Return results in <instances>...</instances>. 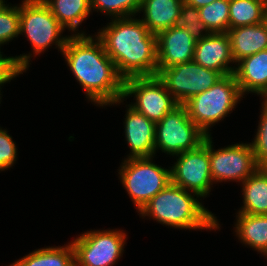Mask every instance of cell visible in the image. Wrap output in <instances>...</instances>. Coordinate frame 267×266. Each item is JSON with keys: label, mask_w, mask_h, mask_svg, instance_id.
Here are the masks:
<instances>
[{"label": "cell", "mask_w": 267, "mask_h": 266, "mask_svg": "<svg viewBox=\"0 0 267 266\" xmlns=\"http://www.w3.org/2000/svg\"><path fill=\"white\" fill-rule=\"evenodd\" d=\"M93 36L70 35L62 56L88 101L99 107L120 105L125 101L124 79L106 54L102 42Z\"/></svg>", "instance_id": "6da1fadb"}, {"label": "cell", "mask_w": 267, "mask_h": 266, "mask_svg": "<svg viewBox=\"0 0 267 266\" xmlns=\"http://www.w3.org/2000/svg\"><path fill=\"white\" fill-rule=\"evenodd\" d=\"M135 17L114 18L95 35L124 80L158 74L157 37Z\"/></svg>", "instance_id": "7a4b0ae2"}, {"label": "cell", "mask_w": 267, "mask_h": 266, "mask_svg": "<svg viewBox=\"0 0 267 266\" xmlns=\"http://www.w3.org/2000/svg\"><path fill=\"white\" fill-rule=\"evenodd\" d=\"M199 199L197 194L170 182L142 207L138 215L142 218L148 216L174 229H220L217 217Z\"/></svg>", "instance_id": "3957f363"}, {"label": "cell", "mask_w": 267, "mask_h": 266, "mask_svg": "<svg viewBox=\"0 0 267 266\" xmlns=\"http://www.w3.org/2000/svg\"><path fill=\"white\" fill-rule=\"evenodd\" d=\"M242 98L245 96L241 94L234 74H230L183 105L190 119L209 136L210 128L228 117Z\"/></svg>", "instance_id": "277c9868"}, {"label": "cell", "mask_w": 267, "mask_h": 266, "mask_svg": "<svg viewBox=\"0 0 267 266\" xmlns=\"http://www.w3.org/2000/svg\"><path fill=\"white\" fill-rule=\"evenodd\" d=\"M19 11L20 35L30 42L33 55H40L52 45L62 54L70 35H62L65 29L43 0H22Z\"/></svg>", "instance_id": "5b68a950"}, {"label": "cell", "mask_w": 267, "mask_h": 266, "mask_svg": "<svg viewBox=\"0 0 267 266\" xmlns=\"http://www.w3.org/2000/svg\"><path fill=\"white\" fill-rule=\"evenodd\" d=\"M153 158H124L118 169L120 182L137 212L171 182L170 167L157 165Z\"/></svg>", "instance_id": "8992f818"}, {"label": "cell", "mask_w": 267, "mask_h": 266, "mask_svg": "<svg viewBox=\"0 0 267 266\" xmlns=\"http://www.w3.org/2000/svg\"><path fill=\"white\" fill-rule=\"evenodd\" d=\"M206 137L190 119L185 106L179 104L156 123L155 154L161 150L174 157L198 148Z\"/></svg>", "instance_id": "52a82bcc"}, {"label": "cell", "mask_w": 267, "mask_h": 266, "mask_svg": "<svg viewBox=\"0 0 267 266\" xmlns=\"http://www.w3.org/2000/svg\"><path fill=\"white\" fill-rule=\"evenodd\" d=\"M124 230H90L78 235L71 243L75 266H113L124 252L127 241Z\"/></svg>", "instance_id": "ba28073f"}, {"label": "cell", "mask_w": 267, "mask_h": 266, "mask_svg": "<svg viewBox=\"0 0 267 266\" xmlns=\"http://www.w3.org/2000/svg\"><path fill=\"white\" fill-rule=\"evenodd\" d=\"M175 157L176 162L170 166L171 183L197 194L200 198H206L214 184L211 177L208 136L198 148Z\"/></svg>", "instance_id": "9c48e42d"}, {"label": "cell", "mask_w": 267, "mask_h": 266, "mask_svg": "<svg viewBox=\"0 0 267 266\" xmlns=\"http://www.w3.org/2000/svg\"><path fill=\"white\" fill-rule=\"evenodd\" d=\"M130 96L136 101L129 105L154 123L159 122L179 105L158 76L132 77L124 80L123 99Z\"/></svg>", "instance_id": "30bf717a"}, {"label": "cell", "mask_w": 267, "mask_h": 266, "mask_svg": "<svg viewBox=\"0 0 267 266\" xmlns=\"http://www.w3.org/2000/svg\"><path fill=\"white\" fill-rule=\"evenodd\" d=\"M212 143V137L209 135L208 150L213 183H242L259 168L249 142H240L217 150Z\"/></svg>", "instance_id": "8fae6325"}, {"label": "cell", "mask_w": 267, "mask_h": 266, "mask_svg": "<svg viewBox=\"0 0 267 266\" xmlns=\"http://www.w3.org/2000/svg\"><path fill=\"white\" fill-rule=\"evenodd\" d=\"M157 76L178 104L182 105L223 77L219 72L207 69L194 60L162 69Z\"/></svg>", "instance_id": "7c38bea8"}, {"label": "cell", "mask_w": 267, "mask_h": 266, "mask_svg": "<svg viewBox=\"0 0 267 266\" xmlns=\"http://www.w3.org/2000/svg\"><path fill=\"white\" fill-rule=\"evenodd\" d=\"M156 37L158 73L194 59L196 41L183 27L173 26L161 31Z\"/></svg>", "instance_id": "4fadbf2b"}, {"label": "cell", "mask_w": 267, "mask_h": 266, "mask_svg": "<svg viewBox=\"0 0 267 266\" xmlns=\"http://www.w3.org/2000/svg\"><path fill=\"white\" fill-rule=\"evenodd\" d=\"M126 107L124 132L130 149L126 159L155 157L156 123L136 111L129 104Z\"/></svg>", "instance_id": "5bb4252c"}, {"label": "cell", "mask_w": 267, "mask_h": 266, "mask_svg": "<svg viewBox=\"0 0 267 266\" xmlns=\"http://www.w3.org/2000/svg\"><path fill=\"white\" fill-rule=\"evenodd\" d=\"M193 60L207 69L219 72L222 76L233 74L235 66L232 67L231 64L235 62L227 33H211L197 41Z\"/></svg>", "instance_id": "9a60e30c"}, {"label": "cell", "mask_w": 267, "mask_h": 266, "mask_svg": "<svg viewBox=\"0 0 267 266\" xmlns=\"http://www.w3.org/2000/svg\"><path fill=\"white\" fill-rule=\"evenodd\" d=\"M234 66L241 94L255 93L261 96V101L267 100V49L243 58Z\"/></svg>", "instance_id": "2e32d148"}, {"label": "cell", "mask_w": 267, "mask_h": 266, "mask_svg": "<svg viewBox=\"0 0 267 266\" xmlns=\"http://www.w3.org/2000/svg\"><path fill=\"white\" fill-rule=\"evenodd\" d=\"M184 0H141L138 14L148 30L157 35L161 31L176 26Z\"/></svg>", "instance_id": "e0dca14e"}, {"label": "cell", "mask_w": 267, "mask_h": 266, "mask_svg": "<svg viewBox=\"0 0 267 266\" xmlns=\"http://www.w3.org/2000/svg\"><path fill=\"white\" fill-rule=\"evenodd\" d=\"M231 53L235 64L245 57L267 49V23L229 29Z\"/></svg>", "instance_id": "ac0fdd59"}, {"label": "cell", "mask_w": 267, "mask_h": 266, "mask_svg": "<svg viewBox=\"0 0 267 266\" xmlns=\"http://www.w3.org/2000/svg\"><path fill=\"white\" fill-rule=\"evenodd\" d=\"M235 224L233 228L241 243L267 258V214L237 213Z\"/></svg>", "instance_id": "d6986e66"}, {"label": "cell", "mask_w": 267, "mask_h": 266, "mask_svg": "<svg viewBox=\"0 0 267 266\" xmlns=\"http://www.w3.org/2000/svg\"><path fill=\"white\" fill-rule=\"evenodd\" d=\"M60 25L71 31V35H87L79 26L90 16V0H43ZM79 31V32H76ZM75 33V34H74Z\"/></svg>", "instance_id": "ffe728a7"}, {"label": "cell", "mask_w": 267, "mask_h": 266, "mask_svg": "<svg viewBox=\"0 0 267 266\" xmlns=\"http://www.w3.org/2000/svg\"><path fill=\"white\" fill-rule=\"evenodd\" d=\"M243 206L238 213L267 214V173L259 167L241 184Z\"/></svg>", "instance_id": "44dd1931"}, {"label": "cell", "mask_w": 267, "mask_h": 266, "mask_svg": "<svg viewBox=\"0 0 267 266\" xmlns=\"http://www.w3.org/2000/svg\"><path fill=\"white\" fill-rule=\"evenodd\" d=\"M9 266H75L74 246H48L36 249Z\"/></svg>", "instance_id": "7402d4cb"}, {"label": "cell", "mask_w": 267, "mask_h": 266, "mask_svg": "<svg viewBox=\"0 0 267 266\" xmlns=\"http://www.w3.org/2000/svg\"><path fill=\"white\" fill-rule=\"evenodd\" d=\"M267 0H229V29L265 21Z\"/></svg>", "instance_id": "603a6c76"}, {"label": "cell", "mask_w": 267, "mask_h": 266, "mask_svg": "<svg viewBox=\"0 0 267 266\" xmlns=\"http://www.w3.org/2000/svg\"><path fill=\"white\" fill-rule=\"evenodd\" d=\"M200 18L211 33L229 30V0H215L199 8Z\"/></svg>", "instance_id": "cb8c5ba5"}, {"label": "cell", "mask_w": 267, "mask_h": 266, "mask_svg": "<svg viewBox=\"0 0 267 266\" xmlns=\"http://www.w3.org/2000/svg\"><path fill=\"white\" fill-rule=\"evenodd\" d=\"M140 4L141 0H90L91 12L99 11L110 19L136 16Z\"/></svg>", "instance_id": "d4e9b609"}, {"label": "cell", "mask_w": 267, "mask_h": 266, "mask_svg": "<svg viewBox=\"0 0 267 266\" xmlns=\"http://www.w3.org/2000/svg\"><path fill=\"white\" fill-rule=\"evenodd\" d=\"M178 26L183 27L197 42L209 36L211 32L200 18L199 9L183 2L180 10Z\"/></svg>", "instance_id": "484cf974"}, {"label": "cell", "mask_w": 267, "mask_h": 266, "mask_svg": "<svg viewBox=\"0 0 267 266\" xmlns=\"http://www.w3.org/2000/svg\"><path fill=\"white\" fill-rule=\"evenodd\" d=\"M20 34L19 5H7L0 11V48Z\"/></svg>", "instance_id": "4316f807"}, {"label": "cell", "mask_w": 267, "mask_h": 266, "mask_svg": "<svg viewBox=\"0 0 267 266\" xmlns=\"http://www.w3.org/2000/svg\"><path fill=\"white\" fill-rule=\"evenodd\" d=\"M31 53L20 54V56H2L0 58V89L1 86L8 82H11L14 78L26 72L29 68V63L31 61Z\"/></svg>", "instance_id": "83f0119b"}, {"label": "cell", "mask_w": 267, "mask_h": 266, "mask_svg": "<svg viewBox=\"0 0 267 266\" xmlns=\"http://www.w3.org/2000/svg\"><path fill=\"white\" fill-rule=\"evenodd\" d=\"M261 114L256 135L250 144L259 167L267 163V100L261 102Z\"/></svg>", "instance_id": "f1b7e54d"}, {"label": "cell", "mask_w": 267, "mask_h": 266, "mask_svg": "<svg viewBox=\"0 0 267 266\" xmlns=\"http://www.w3.org/2000/svg\"><path fill=\"white\" fill-rule=\"evenodd\" d=\"M16 143L6 129L0 127V171L11 168L17 160Z\"/></svg>", "instance_id": "f546056e"}, {"label": "cell", "mask_w": 267, "mask_h": 266, "mask_svg": "<svg viewBox=\"0 0 267 266\" xmlns=\"http://www.w3.org/2000/svg\"><path fill=\"white\" fill-rule=\"evenodd\" d=\"M215 0H184V2L190 6H194L197 9L206 6L212 2H214Z\"/></svg>", "instance_id": "4dcf8cb0"}, {"label": "cell", "mask_w": 267, "mask_h": 266, "mask_svg": "<svg viewBox=\"0 0 267 266\" xmlns=\"http://www.w3.org/2000/svg\"><path fill=\"white\" fill-rule=\"evenodd\" d=\"M5 2V0H0V11L8 5L7 2Z\"/></svg>", "instance_id": "1f68e13d"}, {"label": "cell", "mask_w": 267, "mask_h": 266, "mask_svg": "<svg viewBox=\"0 0 267 266\" xmlns=\"http://www.w3.org/2000/svg\"><path fill=\"white\" fill-rule=\"evenodd\" d=\"M262 168L265 170V172L267 173V163L265 165L262 166Z\"/></svg>", "instance_id": "d6a6232c"}, {"label": "cell", "mask_w": 267, "mask_h": 266, "mask_svg": "<svg viewBox=\"0 0 267 266\" xmlns=\"http://www.w3.org/2000/svg\"><path fill=\"white\" fill-rule=\"evenodd\" d=\"M0 95H2V94H1V89H0ZM1 99H2V97L0 96V103H1Z\"/></svg>", "instance_id": "836d02e7"}]
</instances>
